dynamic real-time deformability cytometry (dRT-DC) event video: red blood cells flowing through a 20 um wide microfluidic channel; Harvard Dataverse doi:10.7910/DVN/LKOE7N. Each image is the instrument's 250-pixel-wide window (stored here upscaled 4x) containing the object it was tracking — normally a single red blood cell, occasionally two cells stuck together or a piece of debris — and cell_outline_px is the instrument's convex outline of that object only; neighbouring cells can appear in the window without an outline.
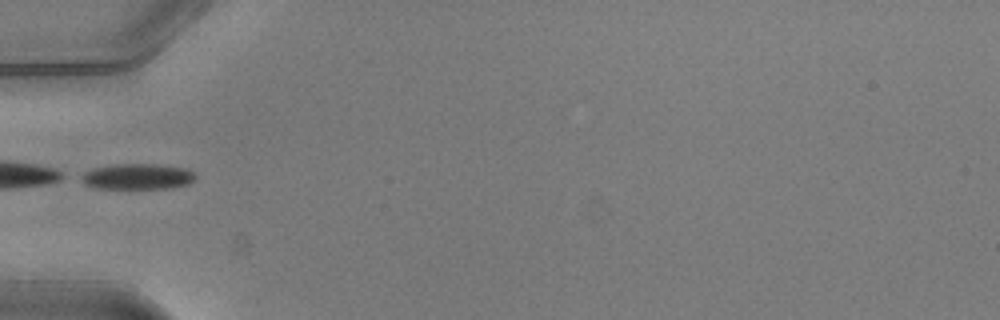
{"species": "common noctule bat (a hibernating species)", "species_latin": "Nyctalus noctula", "temperature_condition": "warm", "stored_images_in_passage": 33, "camera_frame_rate_fps": 3000, "um_per_image_px": 0.085, "animal": {"sex": "male", "body_mass_g": 20.5, "forearm_length_mm": 52.5}, "frame": {"image": 1, "passage_image": 1, "time_ms": 0.0, "image_size_px": [1000, 320], "cell_outline_px": [[196, 180], [188, 184], [168, 188], [92, 188], [84, 184], [76, 176], [84, 172], [96, 168], [112, 164], [156, 164], [184, 168], [192, 172], [196, 176]], "centroid_in_image_um": [11.63, 15.01], "position_along_channel_um": 73.4, "area_um2": 17.22}}
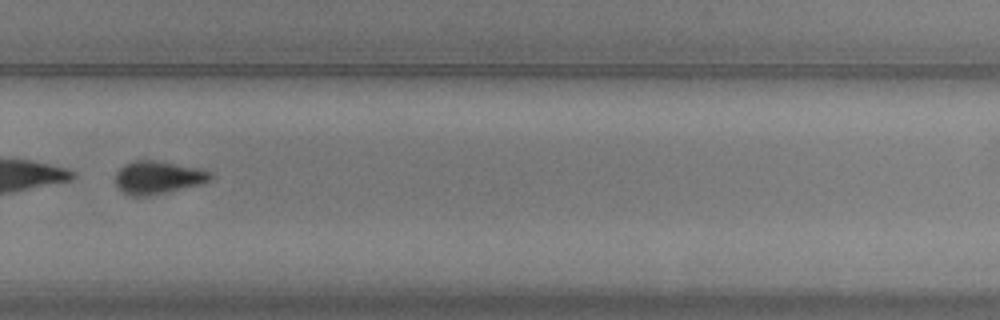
{"frame": {"image": 2, "passage_image": 19, "time_ms": 6.0, "image_size_px": [1000, 320], "cell_outline_px": [[212, 176], [208, 180], [200, 184], [148, 196], [132, 196], [124, 192], [116, 184], [116, 172], [124, 164], [136, 160], [148, 160], [200, 168], [208, 172]], "centroid_in_image_um": [13.38, 15.09], "position_along_channel_um": 316.4, "area_um2": 17.69}, "authors_computed_cell_mechanics": {"area_um2": 18.6116, "velocity_mm_per_s": 4.0459, "shape_relaxation_time_tau1_ms": 2.2806, "shape_relaxation_time_tau2_ms": null, "deformation_change_tau1": 0.1184, "deformation_change_tau2": null}}